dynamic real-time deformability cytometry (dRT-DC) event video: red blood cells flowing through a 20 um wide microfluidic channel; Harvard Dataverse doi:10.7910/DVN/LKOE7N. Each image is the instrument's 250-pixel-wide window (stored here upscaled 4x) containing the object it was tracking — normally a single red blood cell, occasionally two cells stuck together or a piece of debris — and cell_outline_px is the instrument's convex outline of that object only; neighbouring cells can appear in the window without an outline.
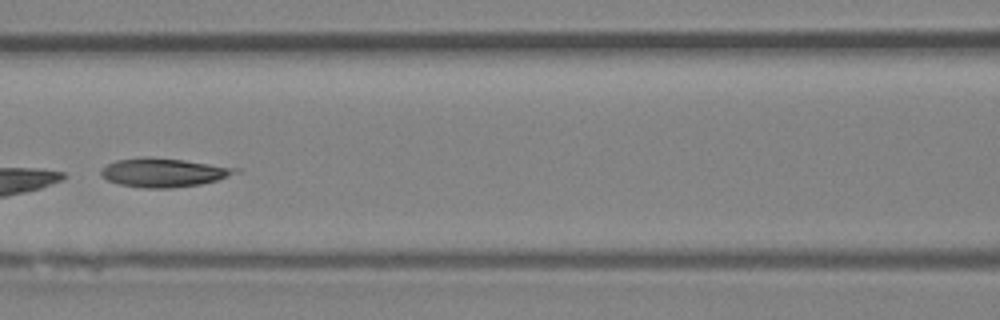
{"species": "Egyptian fruit bat (a non-hibernating species)", "species_latin": "Rousettus aegyptiacus", "temperature_condition": "room temperature", "stored_images_in_passage": 7, "camera_frame_rate_fps": 3000, "um_per_image_px": 0.085, "animal": {"sex": "female"}, "frame": {"image": 1, "passage_image": 5, "time_ms": 4.667, "image_size_px": [1000, 320], "cell_outline_px": [[240, 172], [216, 180], [200, 184], [172, 188], [144, 188], [120, 184], [108, 180], [100, 176], [100, 172], [108, 164], [116, 160], [140, 156], [148, 156], [184, 160], [240, 168]], "centroid_in_image_um": [13.9, 14.65], "position_along_channel_um": 152.7, "area_um2": 22.6}}
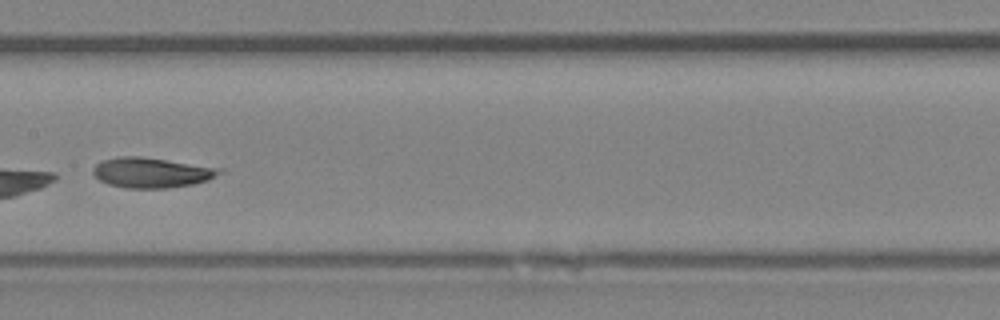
{"frame": {"image": 2, "passage_image": 6, "time_ms": 5.667, "image_size_px": [1000, 320], "cell_outline_px": [[224, 172], [208, 180], [192, 184], [168, 188], [124, 188], [108, 184], [100, 180], [92, 172], [92, 168], [100, 160], [116, 156], [140, 156], [224, 168]], "centroid_in_image_um": [12.88, 14.66], "position_along_channel_um": 194.5, "area_um2": 22.48}}